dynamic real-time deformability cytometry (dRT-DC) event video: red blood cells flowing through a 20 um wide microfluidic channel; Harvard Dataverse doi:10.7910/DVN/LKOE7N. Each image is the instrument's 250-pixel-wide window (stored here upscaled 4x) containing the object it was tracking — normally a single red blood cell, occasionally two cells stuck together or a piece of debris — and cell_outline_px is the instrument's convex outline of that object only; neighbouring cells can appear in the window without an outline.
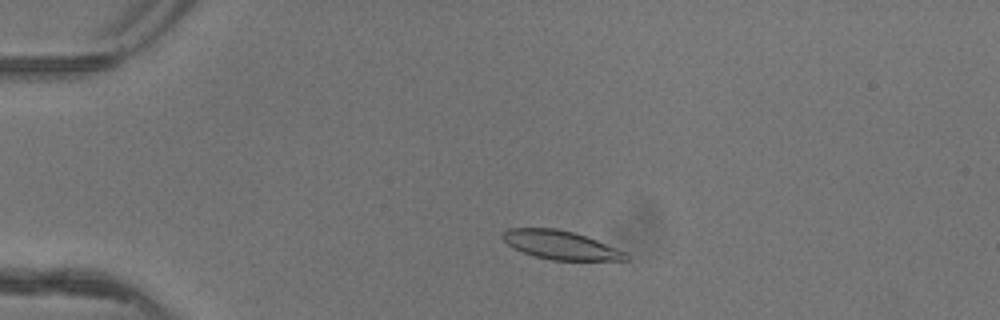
{"species": "common noctule bat (a hibernating species)", "species_latin": "Nyctalus noctula", "temperature_condition": "warm", "stored_images_in_passage": 47, "camera_frame_rate_fps": 3000, "um_per_image_px": 0.085, "animal": {"sex": "female"}, "frame": {"image": 1, "passage_image": 8, "time_ms": 2.333, "image_size_px": [1000, 320], "cell_outline_px": [[628, 260], [552, 260], [536, 256], [524, 252], [508, 244], [500, 236], [508, 228], [556, 228], [572, 232], [596, 240], [628, 252]], "centroid_in_image_um": [47.67, 20.82], "position_along_channel_um": 37.3, "area_um2": 20.29}}
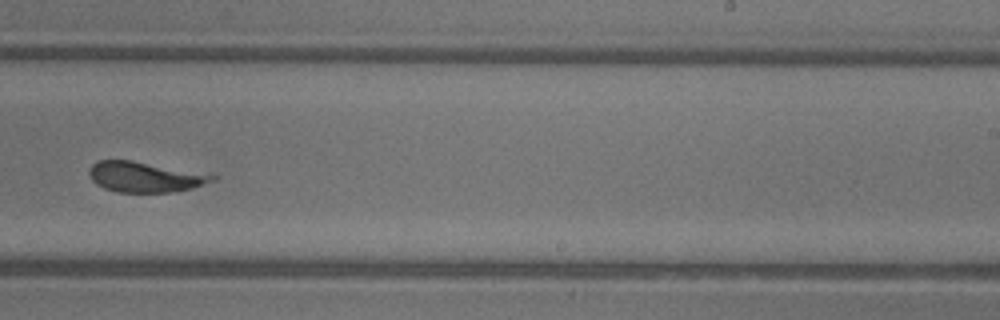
{"frame": {"image": 2, "passage_image": 29, "time_ms": 9.333, "image_size_px": [1000, 320], "cell_outline_px": [[220, 176], [216, 180], [192, 188], [172, 192], [116, 192], [104, 188], [96, 184], [92, 180], [88, 172], [92, 164], [96, 160], [132, 160]], "centroid_in_image_um": [12.3, 15.04], "position_along_channel_um": 276.7, "area_um2": 21.79}}
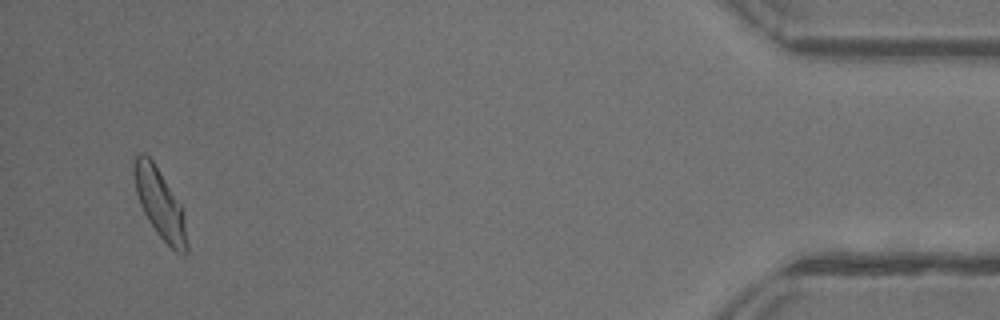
{"frame": {"image": 3, "passage_image": 45, "time_ms": 14.667, "image_size_px": [1000, 320], "cell_outline_px": [[188, 252], [184, 256], [176, 252], [156, 232], [148, 220], [140, 204], [136, 192], [132, 172], [132, 164], [136, 156], [140, 152], [144, 152], [152, 160], [184, 208], [188, 244]], "centroid_in_image_um": [13.61, 17.31], "position_along_channel_um": 421.6, "area_um2": 21.73}}